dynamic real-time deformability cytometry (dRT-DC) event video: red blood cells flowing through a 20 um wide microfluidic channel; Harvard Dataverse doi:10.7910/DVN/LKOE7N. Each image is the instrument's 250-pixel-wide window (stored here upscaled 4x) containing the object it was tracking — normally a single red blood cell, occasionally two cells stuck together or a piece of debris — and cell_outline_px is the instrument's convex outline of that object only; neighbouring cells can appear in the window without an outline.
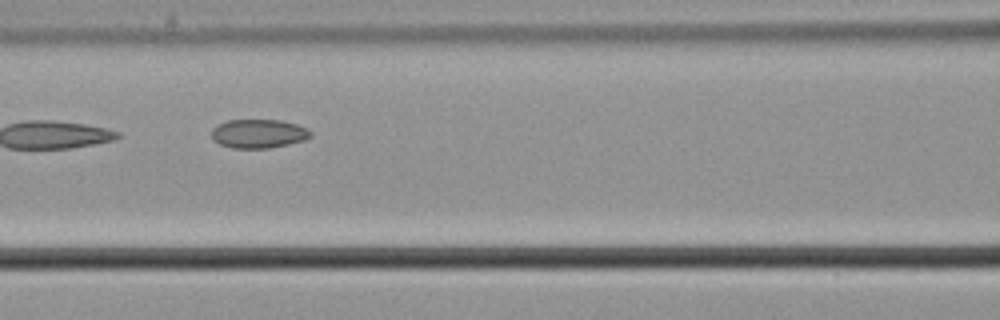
{"species": "common noctule bat (a hibernating species)", "species_latin": "Nyctalus noctula", "temperature_condition": "cold", "stored_images_in_passage": 7, "camera_frame_rate_fps": 3000, "um_per_image_px": 0.085, "animal": {"sex": "male", "body_mass_g": 21.5, "forearm_length_mm": 52.0}, "frame": {"image": 1, "passage_image": 6, "time_ms": 1.667, "image_size_px": [1000, 320], "cell_outline_px": [[312, 136], [304, 140], [288, 144], [268, 148], [232, 148], [220, 144], [212, 140], [212, 128], [228, 120], [280, 120], [296, 124], [308, 128], [312, 132]], "centroid_in_image_um": [21.99, 11.36], "position_along_channel_um": 144.6, "area_um2": 16.65}}